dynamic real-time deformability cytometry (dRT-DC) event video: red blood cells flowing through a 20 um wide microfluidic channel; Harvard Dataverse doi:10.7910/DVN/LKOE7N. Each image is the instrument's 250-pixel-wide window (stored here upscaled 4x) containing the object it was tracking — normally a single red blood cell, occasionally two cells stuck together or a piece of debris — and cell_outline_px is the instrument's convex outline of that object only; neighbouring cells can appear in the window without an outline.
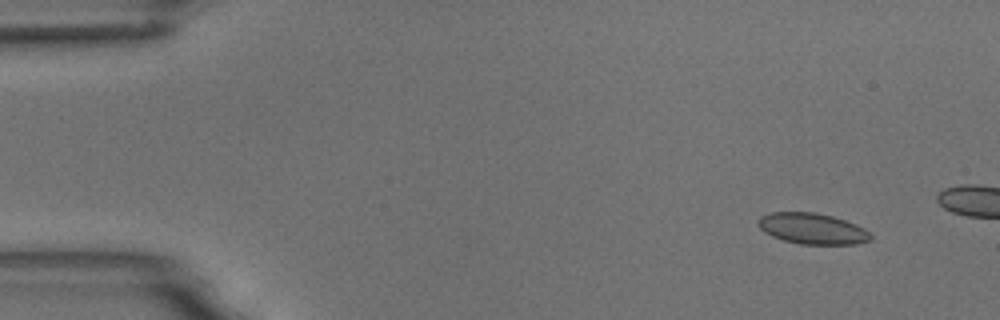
{"species": "common noctule bat (a hibernating species)", "species_latin": "Nyctalus noctula", "temperature_condition": "room temperature", "stored_images_in_passage": 5, "camera_frame_rate_fps": 3000, "um_per_image_px": 0.085, "animal": {"sex": "male", "body_mass_g": 18.8}, "frame": {"image": 1, "passage_image": 2, "time_ms": 1.333, "image_size_px": [1000, 320], "cell_outline_px": [[872, 240], [856, 244], [800, 244], [784, 240], [772, 236], [764, 232], [756, 224], [756, 220], [760, 216], [772, 212], [816, 212], [832, 216], [856, 224], [864, 228], [872, 236]], "centroid_in_image_um": [69.03, 19.43], "position_along_channel_um": 16.0, "area_um2": 20.4}}